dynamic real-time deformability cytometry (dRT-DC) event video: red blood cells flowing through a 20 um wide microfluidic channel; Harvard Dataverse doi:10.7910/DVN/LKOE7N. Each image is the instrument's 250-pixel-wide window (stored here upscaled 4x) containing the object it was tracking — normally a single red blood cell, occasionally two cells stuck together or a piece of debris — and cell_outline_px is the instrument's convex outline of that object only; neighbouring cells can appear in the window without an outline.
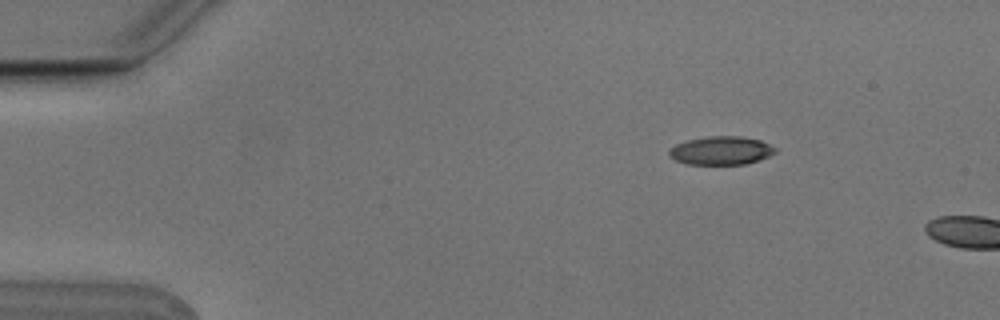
{"species": "Egyptian fruit bat (a non-hibernating species)", "species_latin": "Rousettus aegyptiacus", "temperature_condition": "cold", "stored_images_in_passage": 2, "camera_frame_rate_fps": 3000, "um_per_image_px": 0.085, "animal": {"sex": "male"}, "frame": {"image": 1, "passage_image": 1, "time_ms": 0.0, "image_size_px": [1000, 320], "cell_outline_px": [[776, 152], [760, 160], [744, 164], [688, 164], [676, 160], [668, 156], [668, 152], [676, 144], [688, 140], [708, 136], [740, 136], [760, 140], [776, 148]], "centroid_in_image_um": [61.3, 12.8], "position_along_channel_um": 23.7, "area_um2": 17.46}}